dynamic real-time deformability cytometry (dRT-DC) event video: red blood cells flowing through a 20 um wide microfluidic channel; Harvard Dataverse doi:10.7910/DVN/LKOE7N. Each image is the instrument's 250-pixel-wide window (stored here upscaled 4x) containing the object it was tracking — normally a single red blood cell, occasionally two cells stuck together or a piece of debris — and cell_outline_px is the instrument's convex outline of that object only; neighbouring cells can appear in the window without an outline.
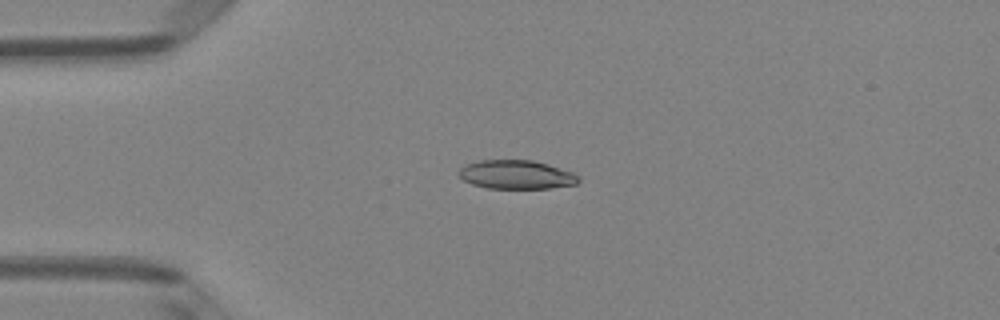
{"species": "Egyptian fruit bat (a non-hibernating species)", "species_latin": "Rousettus aegyptiacus", "temperature_condition": "room temperature", "stored_images_in_passage": 5, "camera_frame_rate_fps": 3000, "um_per_image_px": 0.085, "animal": {"sex": "female"}, "frame": {"image": 1, "passage_image": 3, "time_ms": 0.667, "image_size_px": [1000, 320], "cell_outline_px": [[580, 180], [576, 184], [548, 188], [488, 188], [472, 184], [464, 180], [456, 172], [464, 164], [476, 160], [532, 160], [548, 164], [572, 172], [580, 176]], "centroid_in_image_um": [43.86, 14.83], "position_along_channel_um": 41.1, "area_um2": 20.17}}
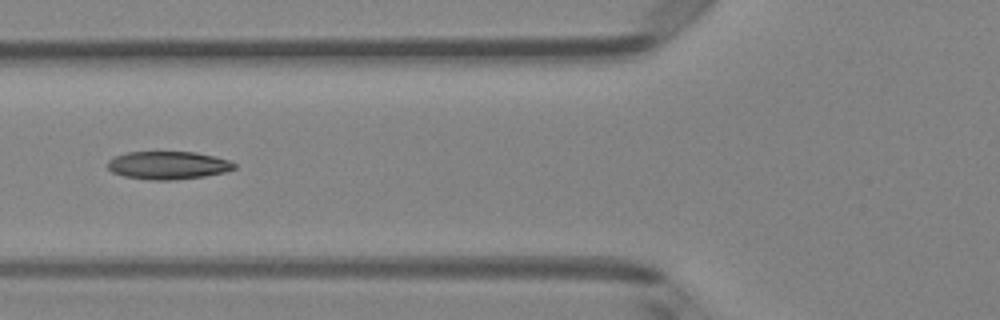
{"frame": {"image": 2, "passage_image": 5, "time_ms": 1.333, "image_size_px": [1000, 320], "cell_outline_px": [[236, 168], [224, 172], [204, 176], [172, 180], [148, 180], [124, 176], [112, 172], [108, 168], [108, 160], [116, 156], [128, 152], [196, 152], [216, 156], [228, 160], [236, 164]], "centroid_in_image_um": [14.29, 14.05], "position_along_channel_um": 111.5, "area_um2": 20.63}}